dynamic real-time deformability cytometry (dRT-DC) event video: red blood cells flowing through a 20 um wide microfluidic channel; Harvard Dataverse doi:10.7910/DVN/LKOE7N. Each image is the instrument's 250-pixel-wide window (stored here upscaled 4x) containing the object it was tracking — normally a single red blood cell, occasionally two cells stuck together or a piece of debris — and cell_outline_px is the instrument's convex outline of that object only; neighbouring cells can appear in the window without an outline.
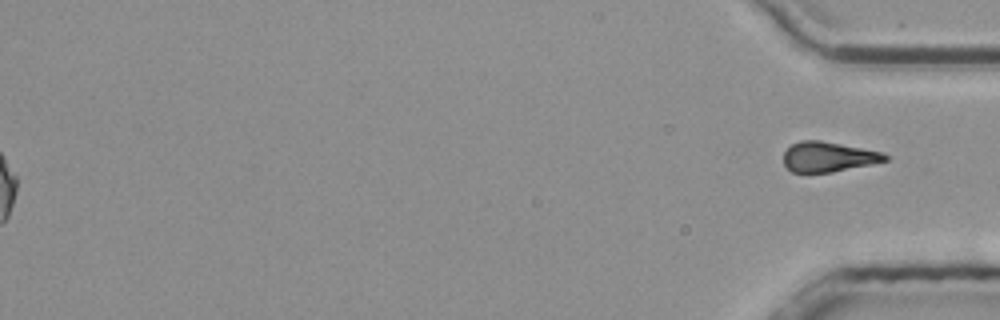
{"species": "common noctule bat (a hibernating species)", "species_latin": "Nyctalus noctula", "temperature_condition": "room temperature", "stored_images_in_passage": 56, "segment_of_instrument_passage": [2, 2], "camera_frame_rate_fps": 3000, "um_per_image_px": 0.085, "animal": {"sex": "male", "body_mass_g": 20.4}, "frame": {"image": 1, "passage_image": 56, "time_ms": 18.333, "image_size_px": [1000, 320], "cell_outline_px": [[888, 160], [832, 172], [792, 172], [784, 164], [784, 152], [792, 144], [800, 140], [820, 140], [884, 152], [888, 156]], "centroid_in_image_um": [70.4, 13.32], "position_along_channel_um": 364.8, "area_um2": 17.63}}